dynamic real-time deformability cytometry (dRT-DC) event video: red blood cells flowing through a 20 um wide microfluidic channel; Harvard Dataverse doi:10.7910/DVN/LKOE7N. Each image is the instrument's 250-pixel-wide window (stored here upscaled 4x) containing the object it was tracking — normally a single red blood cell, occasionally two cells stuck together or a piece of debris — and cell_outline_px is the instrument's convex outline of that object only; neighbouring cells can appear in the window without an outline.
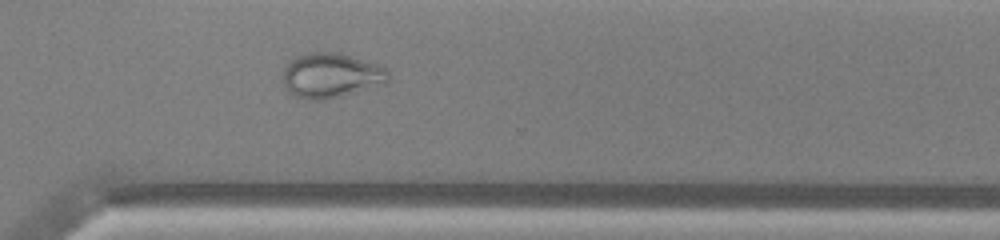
{"species": "common noctule bat (a hibernating species)", "species_latin": "Nyctalus noctula", "temperature_condition": "warm", "stored_images_in_passage": 49, "camera_frame_rate_fps": 3000, "um_per_image_px": 0.085, "animal": {"sex": "male", "body_mass_g": 13.0, "forearm_length_mm": 53.1}, "frame": {"image": 1, "passage_image": 35, "time_ms": 11.333, "image_size_px": [1000, 240], "cell_outline_px": [[392, 76], [388, 84], [324, 100], [308, 100], [292, 96], [288, 92], [284, 84], [284, 68], [296, 56], [308, 52], [336, 52], [380, 64], [388, 68]], "centroid_in_image_um": [28.21, 6.42], "position_along_channel_um": 342.4, "area_um2": 28.09}, "authors_computed_cell_mechanics": {"area_um2": 29.478, "velocity_mm_per_s": 4.0565, "shape_relaxation_time_tau1_ms": null, "shape_relaxation_time_tau2_ms": 1.2656, "deformation_change_tau1": null, "deformation_change_tau2": 0.0625}}